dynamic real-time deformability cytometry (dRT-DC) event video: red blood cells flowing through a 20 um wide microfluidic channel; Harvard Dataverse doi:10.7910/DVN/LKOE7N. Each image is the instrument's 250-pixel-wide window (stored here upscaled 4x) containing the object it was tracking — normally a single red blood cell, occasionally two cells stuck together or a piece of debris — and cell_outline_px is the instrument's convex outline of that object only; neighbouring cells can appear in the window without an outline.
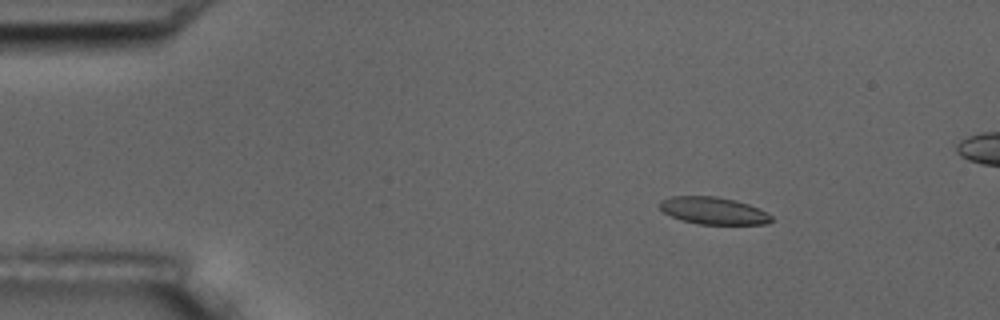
{"species": "common noctule bat (a hibernating species)", "species_latin": "Nyctalus noctula", "temperature_condition": "room temperature", "stored_images_in_passage": 18, "camera_frame_rate_fps": 3000, "um_per_image_px": 0.085, "animal": {"sex": "male", "body_mass_g": 17.5, "forearm_length_mm": 52.3}, "frame": {"image": 1, "passage_image": 3, "time_ms": 2.333, "image_size_px": [1000, 320], "cell_outline_px": [[772, 220], [768, 224], [700, 224], [684, 220], [672, 216], [664, 212], [660, 208], [660, 200], [672, 196], [716, 196], [736, 200], [760, 208], [768, 212], [772, 216]], "centroid_in_image_um": [60.69, 17.9], "position_along_channel_um": 24.3, "area_um2": 17.69}}
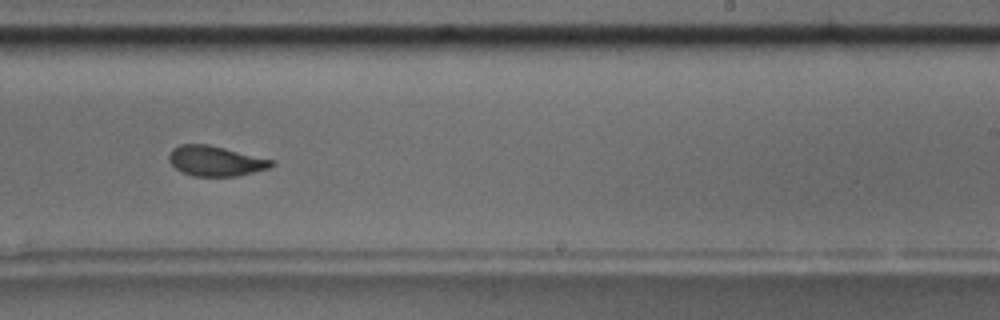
{"frame": {"image": 2, "passage_image": 11, "time_ms": 11.333, "image_size_px": [1000, 320], "cell_outline_px": [[276, 164], [268, 168], [236, 176], [192, 176], [176, 168], [168, 160], [168, 156], [172, 148], [180, 144], [208, 144], [272, 160]], "centroid_in_image_um": [18.28, 13.68], "position_along_channel_um": 270.7, "area_um2": 17.74}, "authors_computed_cell_mechanics": {"area_um2": 18.6116, "velocity_mm_per_s": 3.5409, "shape_relaxation_time_tau1_ms": 4.2657, "shape_relaxation_time_tau2_ms": 1.4302, "deformation_change_tau1": 0.1287, "deformation_change_tau2": 0.0493}}